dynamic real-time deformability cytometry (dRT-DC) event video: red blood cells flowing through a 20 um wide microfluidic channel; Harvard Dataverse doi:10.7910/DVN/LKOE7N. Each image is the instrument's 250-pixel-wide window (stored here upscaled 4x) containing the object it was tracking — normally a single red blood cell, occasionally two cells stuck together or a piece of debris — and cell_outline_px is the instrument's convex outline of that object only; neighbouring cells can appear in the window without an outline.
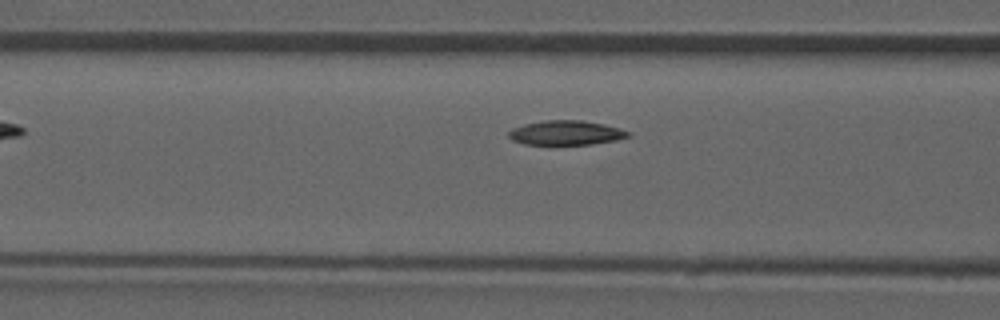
{"species": "common noctule bat (a hibernating species)", "species_latin": "Nyctalus noctula", "temperature_condition": "room temperature", "stored_images_in_passage": 8, "camera_frame_rate_fps": 3000, "um_per_image_px": 0.085, "animal": {"sex": "male", "forearm_length_mm": 52.5}, "frame": {"image": 1, "passage_image": 6, "time_ms": 1.667, "image_size_px": [1000, 320], "cell_outline_px": [[632, 136], [616, 140], [592, 144], [524, 144], [512, 140], [508, 136], [508, 132], [512, 128], [524, 124], [544, 120], [580, 120], [604, 124], [620, 128], [632, 132]], "centroid_in_image_um": [48.14, 11.28], "position_along_channel_um": 118.5, "area_um2": 17.11}}